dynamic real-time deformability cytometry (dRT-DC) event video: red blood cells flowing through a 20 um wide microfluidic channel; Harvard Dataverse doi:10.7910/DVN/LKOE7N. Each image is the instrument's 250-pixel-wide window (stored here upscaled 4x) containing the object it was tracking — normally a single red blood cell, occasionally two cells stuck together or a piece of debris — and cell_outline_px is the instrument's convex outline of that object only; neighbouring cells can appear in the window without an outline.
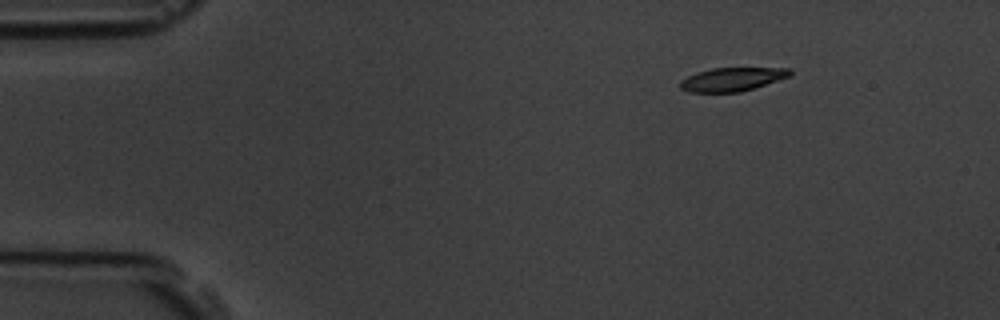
{"species": "common noctule bat (a hibernating species)", "species_latin": "Nyctalus noctula", "temperature_condition": "room temperature", "stored_images_in_passage": 4, "camera_frame_rate_fps": 3000, "um_per_image_px": 0.085, "animal": {"sex": "male", "body_mass_g": 19.5, "forearm_length_mm": 54.6}, "frame": {"image": 1, "passage_image": 2, "time_ms": 2.0, "image_size_px": [1000, 320], "cell_outline_px": [[792, 76], [740, 92], [688, 92], [680, 88], [680, 80], [696, 72], [712, 68], [792, 68]], "centroid_in_image_um": [62.24, 6.73], "position_along_channel_um": 22.8, "area_um2": 15.14}}